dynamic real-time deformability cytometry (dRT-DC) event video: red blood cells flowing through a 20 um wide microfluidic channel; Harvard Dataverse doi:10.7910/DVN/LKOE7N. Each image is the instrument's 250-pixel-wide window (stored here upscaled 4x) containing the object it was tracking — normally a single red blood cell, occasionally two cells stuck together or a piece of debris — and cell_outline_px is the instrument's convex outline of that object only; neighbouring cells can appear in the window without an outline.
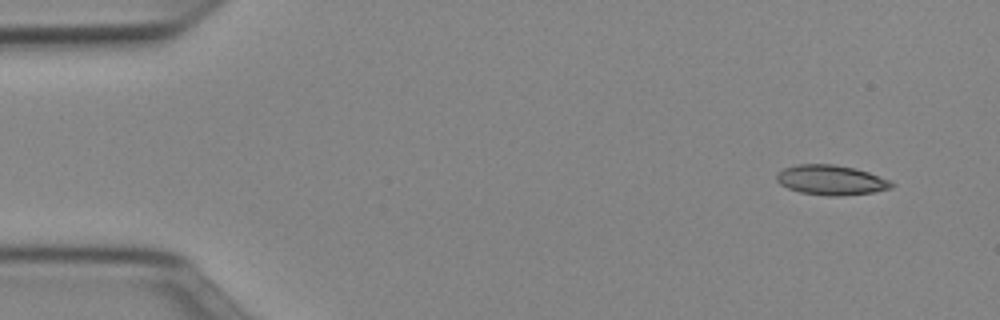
{"species": "Egyptian fruit bat (a non-hibernating species)", "species_latin": "Rousettus aegyptiacus", "temperature_condition": "cold", "stored_images_in_passage": 48, "camera_frame_rate_fps": 3000, "um_per_image_px": 0.085, "animal": {"sex": "female"}, "frame": {"image": 1, "passage_image": 1, "time_ms": 0.0, "image_size_px": [1000, 320], "cell_outline_px": [[896, 184], [892, 188], [872, 192], [840, 196], [828, 196], [800, 192], [788, 188], [780, 184], [776, 180], [776, 176], [784, 168], [796, 164], [832, 164], [856, 168], [892, 180]], "centroid_in_image_um": [70.68, 15.3], "position_along_channel_um": 14.3, "area_um2": 20.11}}
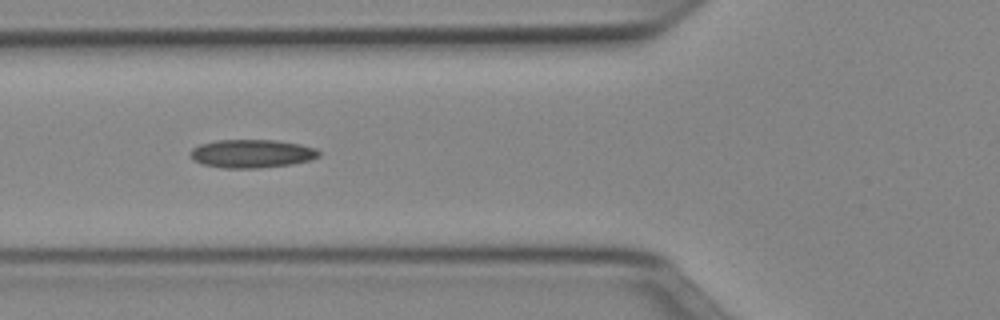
{"frame": {"image": 2, "passage_image": 16, "time_ms": 5.0, "image_size_px": [1000, 320], "cell_outline_px": [[320, 156], [312, 160], [292, 164], [260, 168], [224, 168], [204, 164], [192, 160], [188, 152], [192, 148], [200, 144], [216, 140], [276, 140], [300, 144], [316, 148], [320, 152]], "centroid_in_image_um": [21.41, 13.06], "position_along_channel_um": 104.4, "area_um2": 21.44}}
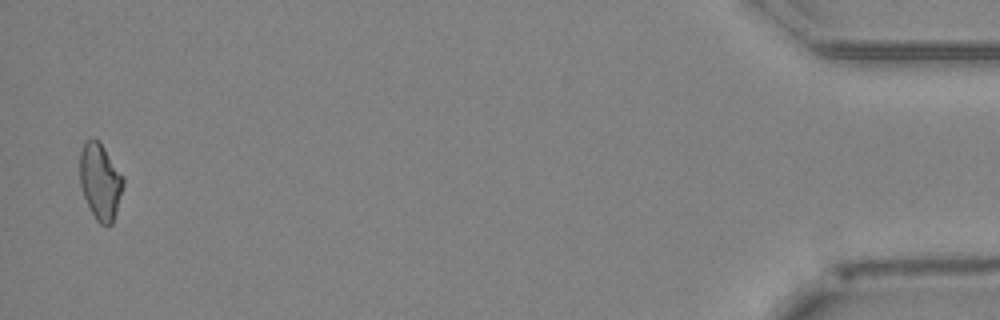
{"frame": {"image": 3, "passage_image": 47, "time_ms": 15.333, "image_size_px": [1000, 320], "cell_outline_px": [[124, 184], [116, 212], [112, 224], [100, 224], [96, 220], [84, 196], [80, 184], [80, 152], [84, 144], [92, 136], [100, 140], [124, 176]], "centroid_in_image_um": [8.53, 15.37], "position_along_channel_um": 426.7, "area_um2": 19.36}, "authors_computed_cell_mechanics": {"area_um2": 19.7676, "velocity_mm_per_s": 3.9775, "shape_relaxation_time_tau1_ms": null, "shape_relaxation_time_tau2_ms": 7.5957, "deformation_change_tau1": null, "deformation_change_tau2": 0.1921}}